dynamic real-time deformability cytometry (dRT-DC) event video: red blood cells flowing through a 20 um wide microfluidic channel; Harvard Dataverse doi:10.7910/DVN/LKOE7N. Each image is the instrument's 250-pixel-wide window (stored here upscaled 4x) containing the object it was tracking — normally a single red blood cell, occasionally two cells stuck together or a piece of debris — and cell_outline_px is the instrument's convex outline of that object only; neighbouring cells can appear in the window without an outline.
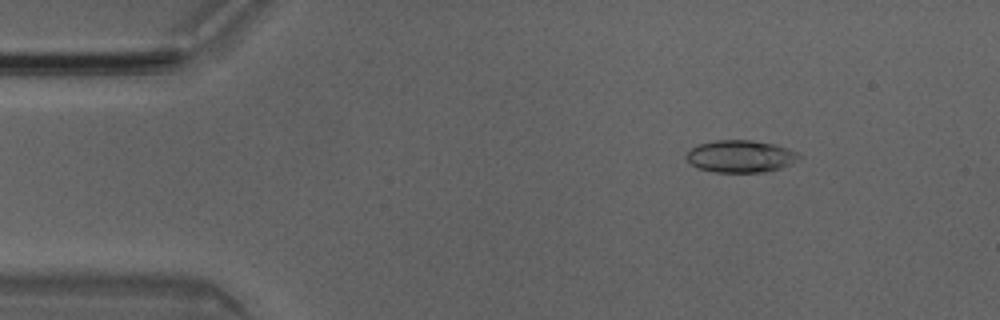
{"species": "Egyptian fruit bat (a non-hibernating species)", "species_latin": "Rousettus aegyptiacus", "temperature_condition": "room temperature", "stored_images_in_passage": 50, "camera_frame_rate_fps": 3000, "um_per_image_px": 0.085, "animal": {"sex": "male"}, "frame": {"image": 1, "passage_image": 7, "time_ms": 2.0, "image_size_px": [1000, 320], "cell_outline_px": [[800, 156], [788, 164], [780, 168], [764, 172], [712, 172], [696, 168], [684, 156], [692, 148], [700, 144], [716, 140], [752, 140], [776, 144], [788, 148], [796, 152]], "centroid_in_image_um": [62.9, 13.28], "position_along_channel_um": 22.1, "area_um2": 20.98}}
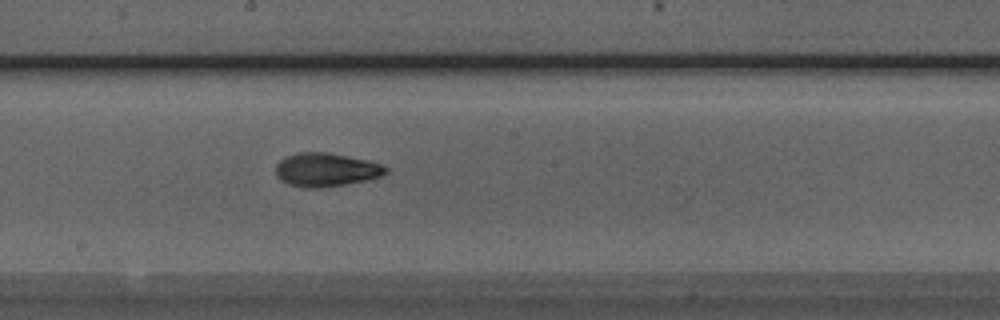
{"frame": {"image": 2, "passage_image": 27, "time_ms": 8.667, "image_size_px": [1000, 320], "cell_outline_px": [[388, 172], [380, 176], [368, 180], [320, 188], [304, 188], [288, 184], [280, 180], [276, 176], [276, 164], [284, 156], [296, 152], [328, 152], [368, 160], [380, 164], [388, 168]], "centroid_in_image_um": [27.68, 14.42], "position_along_channel_um": 220.5, "area_um2": 21.73}}
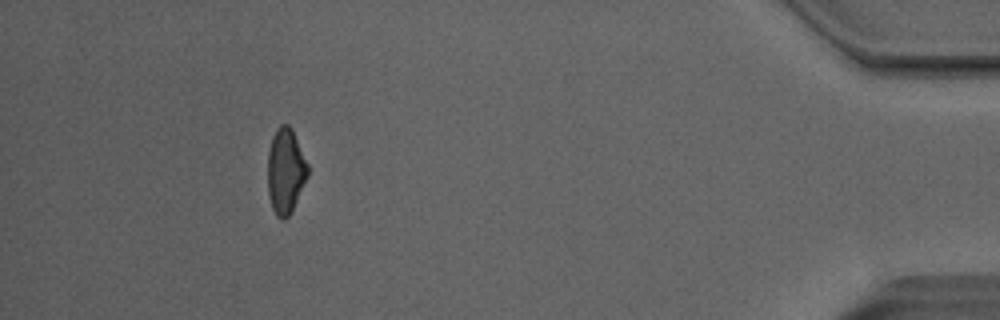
{"frame": {"image": 3, "passage_image": 46, "time_ms": 15.0, "image_size_px": [1000, 320], "cell_outline_px": [[308, 176], [288, 216], [284, 220], [280, 220], [276, 216], [272, 208], [268, 192], [268, 152], [272, 136], [276, 128], [280, 124], [288, 124], [292, 128], [308, 164]], "centroid_in_image_um": [24.26, 14.5], "position_along_channel_um": 410.9, "area_um2": 19.88}, "authors_computed_cell_mechanics": {"area_um2": 20.6635, "velocity_mm_per_s": 4.0571, "shape_relaxation_time_tau1_ms": 4.27, "shape_relaxation_time_tau2_ms": 2.9142, "deformation_change_tau1": 0.1554, "deformation_change_tau2": 0.0964}}